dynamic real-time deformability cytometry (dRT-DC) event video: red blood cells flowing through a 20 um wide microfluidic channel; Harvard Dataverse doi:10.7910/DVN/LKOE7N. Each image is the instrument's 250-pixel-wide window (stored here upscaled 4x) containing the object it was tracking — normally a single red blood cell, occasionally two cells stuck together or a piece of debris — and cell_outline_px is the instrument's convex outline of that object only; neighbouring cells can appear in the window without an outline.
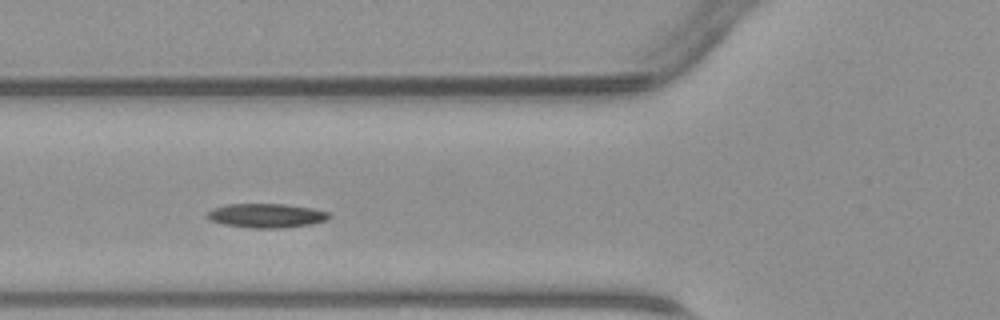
{"species": "common noctule bat (a hibernating species)", "species_latin": "Nyctalus noctula", "temperature_condition": "warm", "stored_images_in_passage": 29, "camera_frame_rate_fps": 3000, "um_per_image_px": 0.085, "animal": {"sex": "male", "body_mass_g": 23.1, "forearm_length_mm": 52.7}, "frame": {"image": 1, "passage_image": 5, "time_ms": 1.333, "image_size_px": [1000, 320], "cell_outline_px": [[332, 216], [324, 220], [308, 224], [284, 228], [252, 228], [224, 224], [208, 220], [204, 216], [212, 208], [228, 204], [288, 204], [312, 208], [328, 212]], "centroid_in_image_um": [22.59, 18.32], "position_along_channel_um": 103.2, "area_um2": 17.17}}
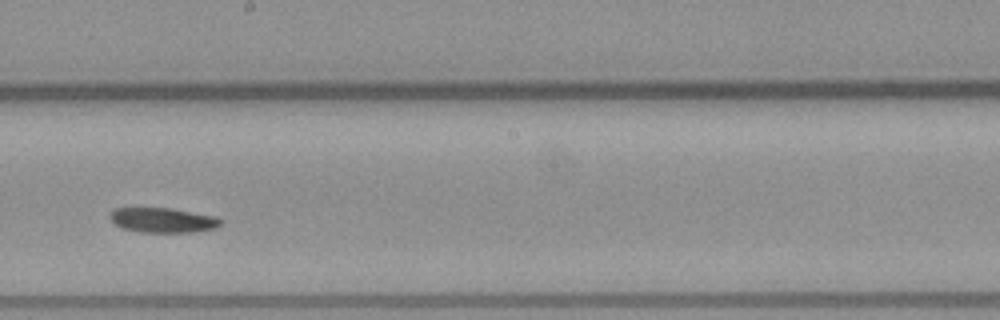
{"frame": {"image": 2, "passage_image": 14, "time_ms": 4.333, "image_size_px": [1000, 320], "cell_outline_px": [[224, 220], [216, 228], [192, 232], [140, 232], [120, 228], [112, 220], [112, 208], [172, 208], [216, 216]], "centroid_in_image_um": [13.88, 18.71], "position_along_channel_um": 234.3, "area_um2": 16.01}}
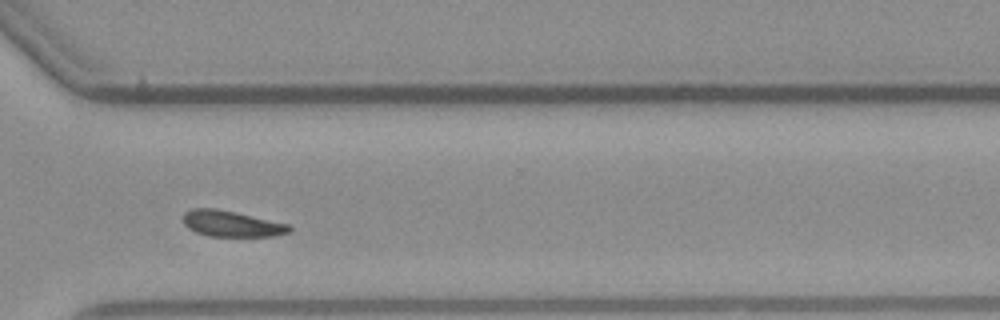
{"frame": {"image": 3, "passage_image": 22, "time_ms": 7.0, "image_size_px": [1000, 320], "cell_outline_px": [[292, 228], [288, 232], [276, 236], [208, 236], [196, 232], [188, 228], [184, 224], [184, 212], [192, 208], [216, 208], [288, 224]], "centroid_in_image_um": [19.65, 19.02], "position_along_channel_um": 351.0, "area_um2": 15.9}}